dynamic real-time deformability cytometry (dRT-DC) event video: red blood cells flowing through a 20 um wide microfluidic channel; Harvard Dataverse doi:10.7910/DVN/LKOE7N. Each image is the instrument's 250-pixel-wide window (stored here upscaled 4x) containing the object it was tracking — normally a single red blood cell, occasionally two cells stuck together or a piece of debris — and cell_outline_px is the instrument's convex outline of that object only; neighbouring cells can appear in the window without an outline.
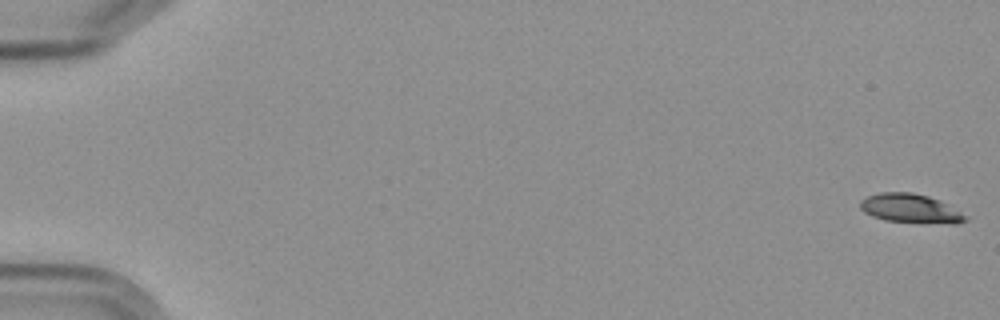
{"species": "Egyptian fruit bat (a non-hibernating species)", "species_latin": "Rousettus aegyptiacus", "temperature_condition": "cold", "stored_images_in_passage": 7, "segment_of_instrument_passage": [1, 2], "camera_frame_rate_fps": 3000, "um_per_image_px": 0.085, "frame": {"image": 1, "passage_image": 1, "time_ms": 0.0, "image_size_px": [1000, 320], "cell_outline_px": [[968, 220], [956, 224], [948, 224], [884, 220], [872, 216], [864, 212], [860, 208], [860, 200], [868, 196], [880, 192], [912, 192], [928, 196], [940, 200], [968, 216]], "centroid_in_image_um": [77.41, 17.72], "position_along_channel_um": 7.6, "area_um2": 17.86}}
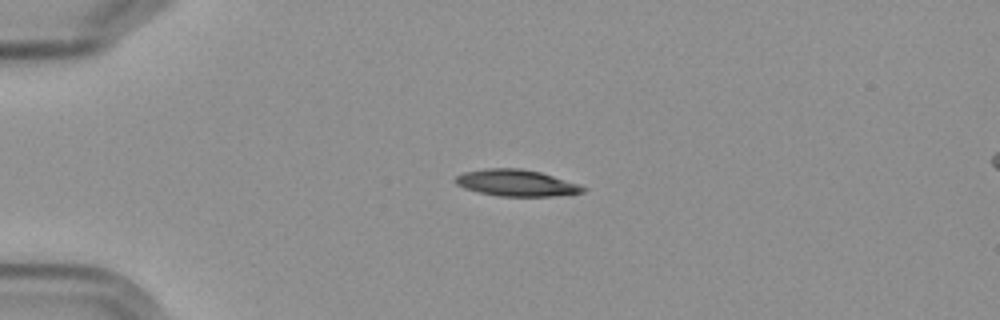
{"frame": {"image": 2, "passage_image": 5, "time_ms": 4.667, "image_size_px": [1000, 320], "cell_outline_px": [[588, 188], [584, 192], [552, 196], [500, 196], [480, 192], [464, 188], [456, 184], [456, 176], [464, 172], [484, 168], [520, 168], [540, 172]], "centroid_in_image_um": [43.86, 15.54], "position_along_channel_um": 41.1, "area_um2": 19.42}}